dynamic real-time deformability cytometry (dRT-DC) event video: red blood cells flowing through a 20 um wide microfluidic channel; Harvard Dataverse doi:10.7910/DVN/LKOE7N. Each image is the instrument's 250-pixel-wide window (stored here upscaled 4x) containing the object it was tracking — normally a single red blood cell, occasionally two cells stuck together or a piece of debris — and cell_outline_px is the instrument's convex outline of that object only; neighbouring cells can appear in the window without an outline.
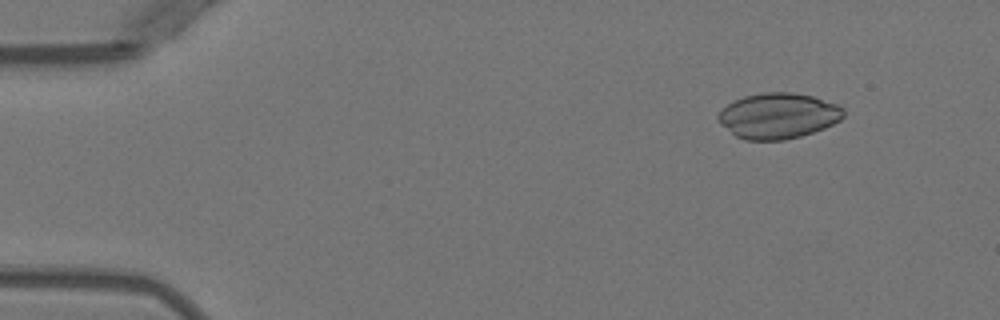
{"species": "Egyptian fruit bat (a non-hibernating species)", "species_latin": "Rousettus aegyptiacus", "temperature_condition": "warm", "stored_images_in_passage": 3, "camera_frame_rate_fps": 3000, "um_per_image_px": 0.085, "animal": {"sex": "female"}, "frame": {"image": 1, "passage_image": 1, "time_ms": 0.0, "image_size_px": [1000, 320], "cell_outline_px": [[844, 116], [840, 120], [824, 128], [800, 136], [784, 140], [744, 140], [736, 136], [720, 124], [716, 120], [716, 116], [728, 104], [744, 96], [764, 92], [792, 92], [812, 96], [836, 104], [844, 108]], "centroid_in_image_um": [66.13, 9.84], "position_along_channel_um": 18.9, "area_um2": 33.23}}